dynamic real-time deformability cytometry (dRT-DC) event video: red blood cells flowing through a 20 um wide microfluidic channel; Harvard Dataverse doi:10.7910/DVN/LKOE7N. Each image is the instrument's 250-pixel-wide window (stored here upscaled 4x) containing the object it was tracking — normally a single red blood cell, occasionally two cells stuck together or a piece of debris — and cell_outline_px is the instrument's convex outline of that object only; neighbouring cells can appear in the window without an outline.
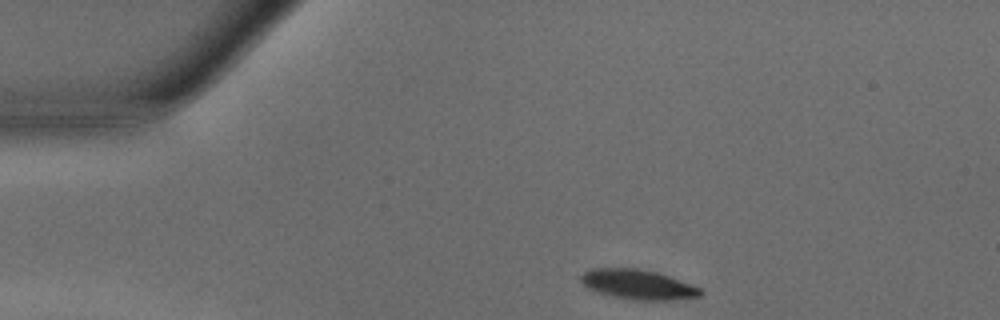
{"species": "common noctule bat (a hibernating species)", "species_latin": "Nyctalus noctula", "temperature_condition": "warm", "stored_images_in_passage": 30, "camera_frame_rate_fps": 3000, "um_per_image_px": 0.085, "animal": {"sex": "male", "body_mass_g": 15.6}, "frame": {"image": 1, "passage_image": 1, "time_ms": 0.0, "image_size_px": [1000, 320], "cell_outline_px": [[704, 292], [700, 296], [672, 300], [632, 300], [596, 292], [588, 288], [580, 280], [580, 276], [584, 272], [592, 268], [636, 268], [656, 272], [668, 276], [700, 288]], "centroid_in_image_um": [54.2, 24.18], "position_along_channel_um": 30.8, "area_um2": 20.58}}
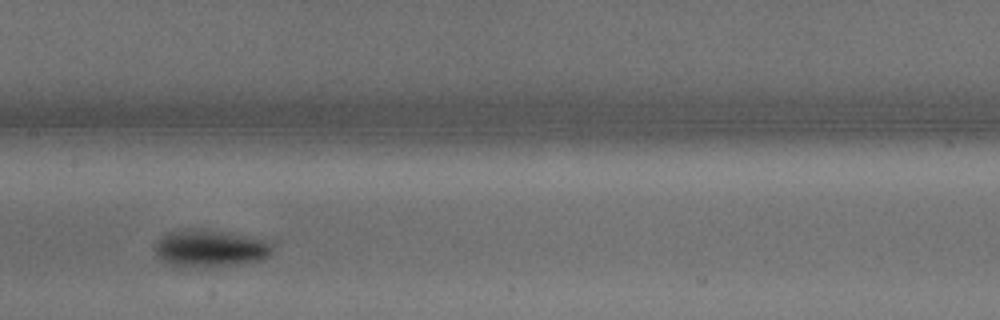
{"frame": {"image": 2, "passage_image": 16, "time_ms": 5.0, "image_size_px": [1000, 320], "cell_outline_px": [[272, 252], [268, 256], [260, 260], [244, 264], [196, 268], [180, 268], [164, 264], [156, 256], [156, 244], [168, 232], [184, 228], [204, 228], [228, 232], [264, 240], [272, 248]], "centroid_in_image_um": [17.79, 21.13], "position_along_channel_um": 189.6, "area_um2": 26.01}}
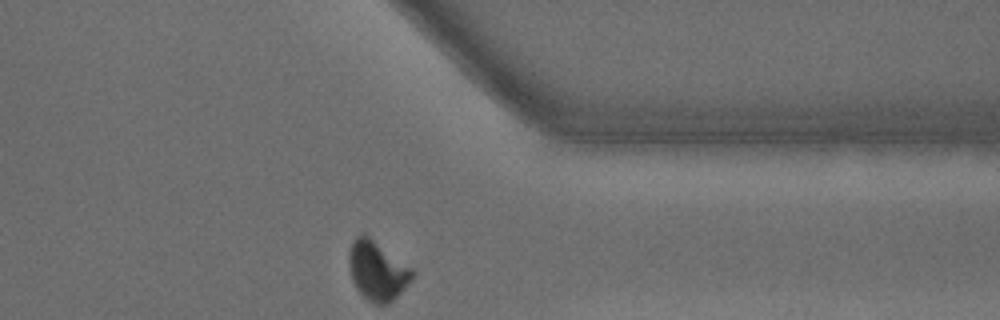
{"frame": {"image": 3, "passage_image": 30, "time_ms": 9.667, "image_size_px": [1000, 320], "cell_outline_px": [[416, 272], [400, 292], [388, 304], [376, 304], [368, 300], [356, 288], [352, 280], [348, 264], [348, 252], [352, 240], [356, 236], [364, 232], [412, 268]], "centroid_in_image_um": [32.03, 22.97], "position_along_channel_um": 379.4, "area_um2": 21.79}, "authors_computed_cell_mechanics": {"area_um2": 24.1893, "velocity_mm_per_s": 4.2108, "shape_relaxation_time_tau1_ms": 2.2201, "shape_relaxation_time_tau2_ms": 7.7373, "deformation_change_tau1": 0.153, "deformation_change_tau2": 0.0834}}